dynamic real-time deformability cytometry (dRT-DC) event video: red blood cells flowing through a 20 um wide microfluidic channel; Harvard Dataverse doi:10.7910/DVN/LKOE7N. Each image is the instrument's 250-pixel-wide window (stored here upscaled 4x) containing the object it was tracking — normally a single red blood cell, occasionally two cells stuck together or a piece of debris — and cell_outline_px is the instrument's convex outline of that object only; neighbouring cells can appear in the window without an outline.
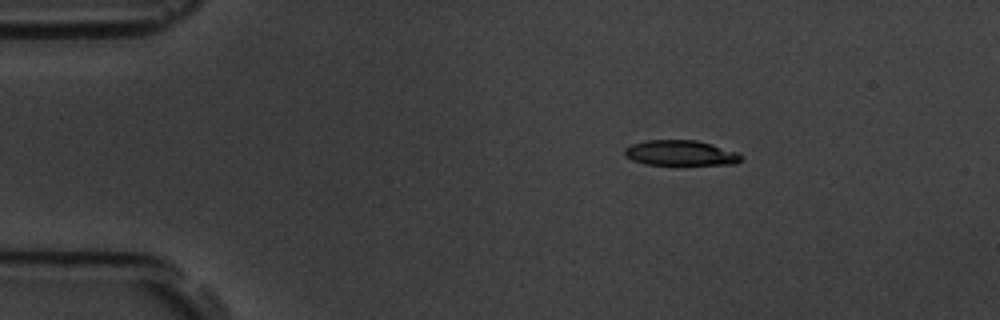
{"species": "common noctule bat (a hibernating species)", "species_latin": "Nyctalus noctula", "temperature_condition": "room temperature", "stored_images_in_passage": 3, "camera_frame_rate_fps": 3000, "um_per_image_px": 0.085, "animal": {"sex": "male", "body_mass_g": 19.5, "forearm_length_mm": 54.6}, "frame": {"image": 1, "passage_image": 1, "time_ms": 0.0, "image_size_px": [1000, 320], "cell_outline_px": [[744, 156], [736, 164], [644, 164], [632, 160], [624, 156], [624, 148], [632, 144], [648, 140], [696, 140], [740, 152]], "centroid_in_image_um": [57.86, 13.0], "position_along_channel_um": 27.1, "area_um2": 17.17}}